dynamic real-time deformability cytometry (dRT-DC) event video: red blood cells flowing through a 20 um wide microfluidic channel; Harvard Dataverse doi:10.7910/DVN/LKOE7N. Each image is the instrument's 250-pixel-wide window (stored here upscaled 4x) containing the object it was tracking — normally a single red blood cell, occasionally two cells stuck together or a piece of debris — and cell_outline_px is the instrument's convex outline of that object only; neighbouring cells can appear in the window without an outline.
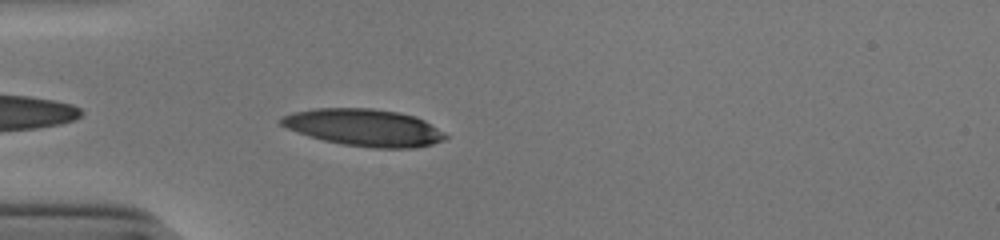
{"species": "human", "species_latin": "Homo sapiens", "temperature_condition": "cold", "stored_images_in_passage": 34, "camera_frame_rate_fps": 3000, "um_per_image_px": 0.085, "donor": {"sex": "male"}, "frame": {"image": 1, "passage_image": 2, "time_ms": 0.333, "image_size_px": [1000, 240], "cell_outline_px": [[448, 136], [444, 140], [432, 144], [412, 148], [372, 148], [344, 144], [324, 140], [308, 136], [296, 132], [280, 124], [280, 116], [292, 112], [316, 108], [372, 108], [396, 112], [416, 116], [424, 120], [444, 132]], "centroid_in_image_um": [30.94, 10.84], "position_along_channel_um": 54.1, "area_um2": 35.49}}
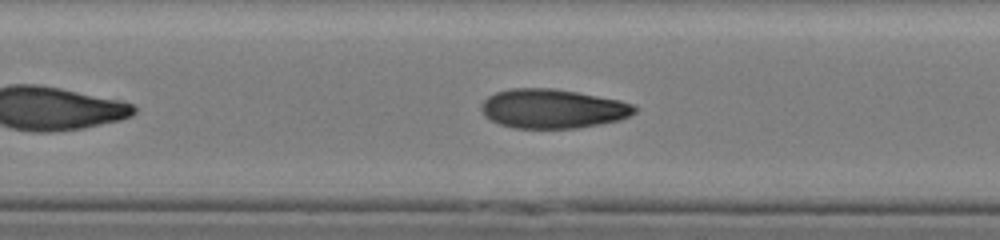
{"frame": {"image": 2, "passage_image": 11, "time_ms": 3.333, "image_size_px": [1000, 240], "cell_outline_px": [[636, 112], [620, 120], [600, 124], [576, 128], [512, 128], [500, 124], [484, 116], [480, 108], [480, 104], [488, 96], [496, 92], [508, 88], [552, 88], [576, 92], [620, 100], [632, 104], [636, 108]], "centroid_in_image_um": [46.94, 9.24], "position_along_channel_um": 160.5, "area_um2": 35.08}}
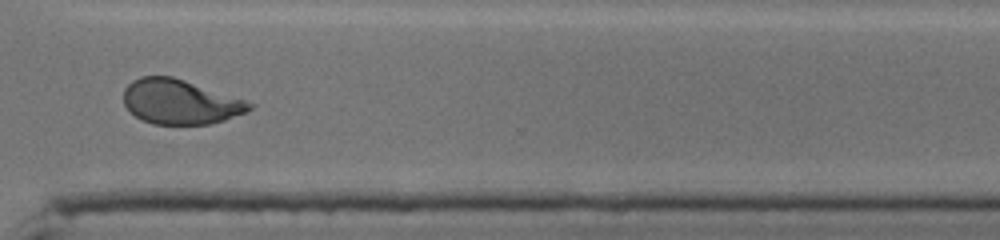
{"frame": {"image": 3, "passage_image": 26, "time_ms": 8.333, "image_size_px": [1000, 240], "cell_outline_px": [[256, 104], [252, 108], [244, 112], [224, 120], [208, 124], [152, 124], [140, 120], [128, 112], [124, 104], [124, 88], [132, 80], [140, 76], [172, 76]], "centroid_in_image_um": [15.24, 8.66], "position_along_channel_um": 355.4, "area_um2": 32.66}, "authors_computed_cell_mechanics": {"area_um2": 34.5644, "velocity_mm_per_s": 3.8958, "shape_relaxation_time_tau1_ms": 5.5278, "shape_relaxation_time_tau2_ms": 1.53, "deformation_change_tau1": 0.2247, "deformation_change_tau2": 0.0774}}